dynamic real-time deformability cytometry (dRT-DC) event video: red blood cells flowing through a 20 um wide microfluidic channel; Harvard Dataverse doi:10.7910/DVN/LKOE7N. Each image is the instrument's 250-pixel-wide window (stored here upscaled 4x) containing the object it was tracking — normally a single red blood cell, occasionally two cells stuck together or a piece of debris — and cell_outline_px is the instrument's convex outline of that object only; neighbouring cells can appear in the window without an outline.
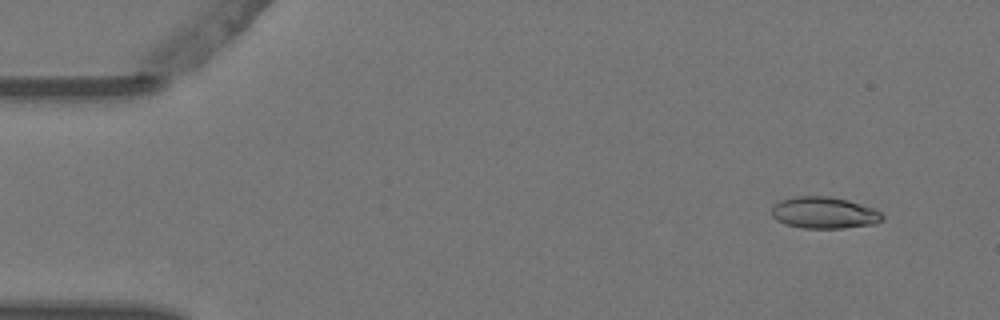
{"species": "Egyptian fruit bat (a non-hibernating species)", "species_latin": "Rousettus aegyptiacus", "temperature_condition": "warm", "stored_images_in_passage": 5, "camera_frame_rate_fps": 3000, "um_per_image_px": 0.085, "animal": {"sex": "female"}, "frame": {"image": 1, "passage_image": 2, "time_ms": 0.333, "image_size_px": [1000, 320], "cell_outline_px": [[884, 220], [876, 224], [844, 228], [804, 228], [784, 224], [776, 220], [772, 216], [772, 204], [780, 200], [792, 196], [828, 196], [848, 200], [872, 208], [880, 212], [884, 216]], "centroid_in_image_um": [70.03, 18.08], "position_along_channel_um": 15.0, "area_um2": 20.63}}
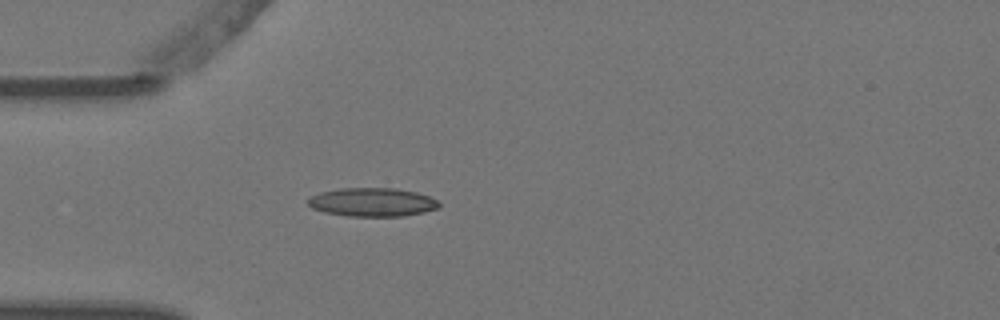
{"frame": {"image": 2, "passage_image": 5, "time_ms": 1.333, "image_size_px": [1000, 320], "cell_outline_px": [[440, 208], [424, 212], [404, 216], [348, 216], [324, 212], [312, 208], [308, 204], [308, 200], [312, 196], [320, 192], [340, 188], [396, 188], [416, 192], [428, 196], [436, 200], [440, 204]], "centroid_in_image_um": [31.66, 17.18], "position_along_channel_um": 53.3, "area_um2": 21.85}}